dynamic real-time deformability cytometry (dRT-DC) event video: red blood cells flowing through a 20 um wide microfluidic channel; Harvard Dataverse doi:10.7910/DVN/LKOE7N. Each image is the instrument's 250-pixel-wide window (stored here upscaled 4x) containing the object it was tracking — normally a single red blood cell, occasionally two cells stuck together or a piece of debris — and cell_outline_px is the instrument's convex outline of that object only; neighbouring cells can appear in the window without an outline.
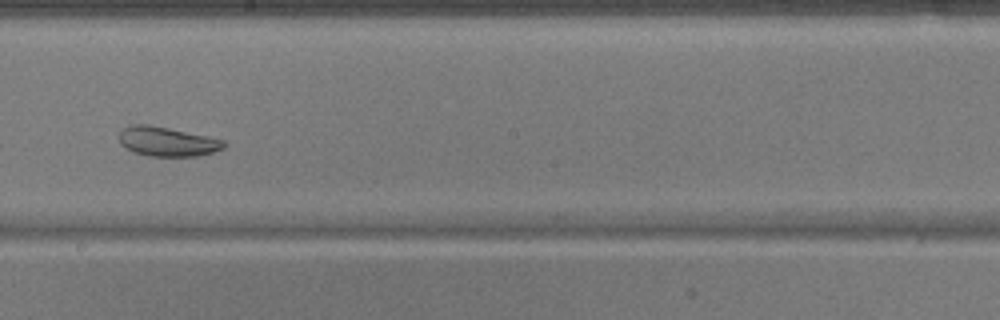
{"species": "common noctule bat (a hibernating species)", "species_latin": "Nyctalus noctula", "temperature_condition": "warm", "stored_images_in_passage": 51, "camera_frame_rate_fps": 3000, "um_per_image_px": 0.085, "animal": {"sex": "male", "body_mass_g": 17.9}, "frame": {"image": 1, "passage_image": 30, "time_ms": 9.667, "image_size_px": [1000, 320], "cell_outline_px": [[224, 148], [212, 152], [196, 156], [148, 156], [132, 152], [120, 144], [120, 132], [128, 124], [148, 124], [168, 128], [224, 140]], "centroid_in_image_um": [14.16, 12.03], "position_along_channel_um": 234.0, "area_um2": 17.8}}
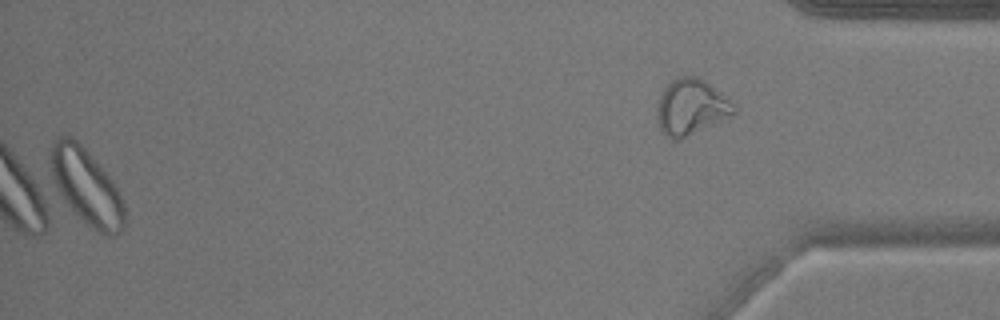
{"frame": {"image": 2, "passage_image": 51, "time_ms": 16.667, "image_size_px": [1000, 320], "cell_outline_px": [[736, 112], [732, 116], [680, 140], [672, 140], [660, 128], [656, 112], [656, 108], [660, 96], [664, 88], [672, 80], [680, 76], [696, 76], [704, 80], [728, 100], [736, 108]], "centroid_in_image_um": [58.72, 9.12], "position_along_channel_um": 376.5, "area_um2": 24.68}}